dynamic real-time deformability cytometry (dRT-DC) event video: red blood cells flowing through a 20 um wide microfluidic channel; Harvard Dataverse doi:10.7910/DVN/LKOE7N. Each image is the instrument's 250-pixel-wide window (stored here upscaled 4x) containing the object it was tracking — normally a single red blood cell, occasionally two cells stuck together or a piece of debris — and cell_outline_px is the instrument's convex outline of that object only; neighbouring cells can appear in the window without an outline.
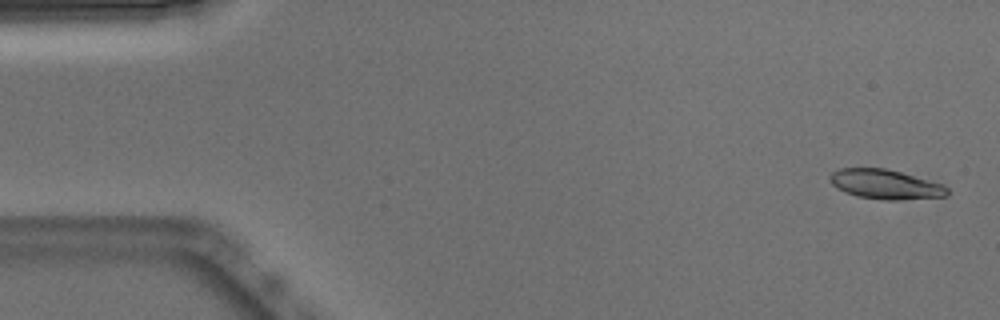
{"species": "Egyptian fruit bat (a non-hibernating species)", "species_latin": "Rousettus aegyptiacus", "temperature_condition": "warm", "stored_images_in_passage": 52, "camera_frame_rate_fps": 3000, "um_per_image_px": 0.085, "animal": {"sex": "male"}, "frame": {"image": 1, "passage_image": 2, "time_ms": 0.333, "image_size_px": [1000, 320], "cell_outline_px": [[948, 196], [896, 200], [884, 200], [856, 196], [844, 192], [836, 188], [832, 184], [828, 176], [832, 172], [840, 168], [884, 168], [900, 172], [944, 184], [948, 188]], "centroid_in_image_um": [75.24, 15.67], "position_along_channel_um": 9.8, "area_um2": 20.29}}
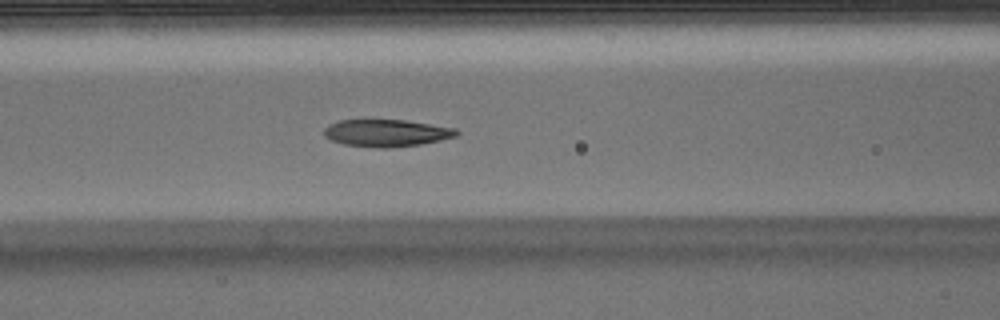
{"frame": {"image": 2, "passage_image": 21, "time_ms": 6.667, "image_size_px": [1000, 320], "cell_outline_px": [[460, 132], [456, 136], [440, 140], [420, 144], [384, 148], [380, 148], [344, 144], [332, 140], [324, 136], [324, 128], [328, 124], [340, 120], [404, 120], [456, 128]], "centroid_in_image_um": [32.84, 11.3], "position_along_channel_um": 133.8, "area_um2": 20.81}}
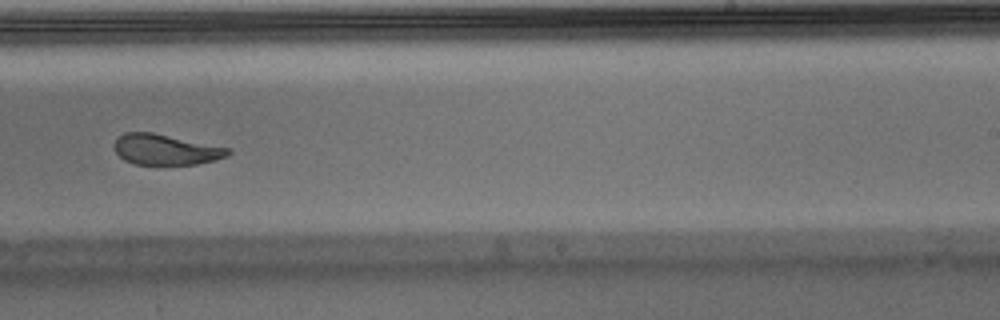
{"frame": {"image": 3, "passage_image": 32, "time_ms": 10.333, "image_size_px": [1000, 320], "cell_outline_px": [[232, 152], [228, 156], [216, 160], [196, 164], [132, 164], [124, 160], [116, 152], [112, 144], [124, 132], [152, 132], [232, 148]], "centroid_in_image_um": [14.11, 12.71], "position_along_channel_um": 274.9, "area_um2": 20.46}, "authors_computed_cell_mechanics": {"area_um2": 21.5594, "velocity_mm_per_s": 3.8554, "shape_relaxation_time_tau1_ms": 4.4952, "shape_relaxation_time_tau2_ms": 1.7958, "deformation_change_tau1": 0.1836, "deformation_change_tau2": 0.0877}}